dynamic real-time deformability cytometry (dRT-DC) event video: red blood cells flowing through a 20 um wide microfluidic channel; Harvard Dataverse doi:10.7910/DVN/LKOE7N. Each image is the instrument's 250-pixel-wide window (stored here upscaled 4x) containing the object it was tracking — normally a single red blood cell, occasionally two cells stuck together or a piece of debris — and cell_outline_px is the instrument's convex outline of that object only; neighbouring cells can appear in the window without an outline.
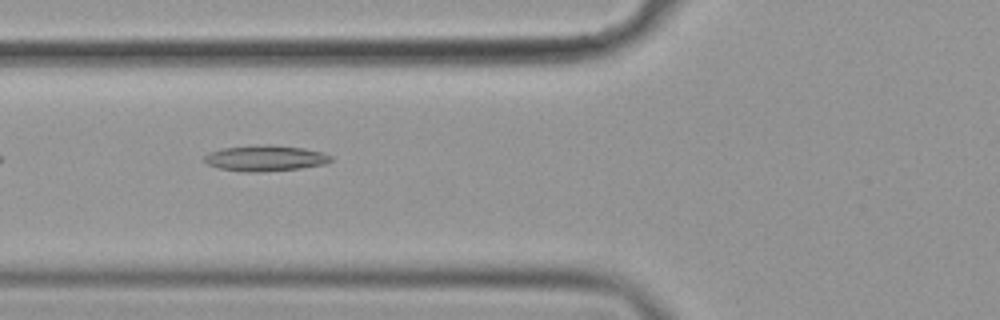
{"species": "common noctule bat (a hibernating species)", "species_latin": "Nyctalus noctula", "temperature_condition": "cold", "stored_images_in_passage": 38, "camera_frame_rate_fps": 3000, "um_per_image_px": 0.085, "animal": {"sex": "female", "body_mass_g": 19.9}, "frame": {"image": 1, "passage_image": 4, "time_ms": 1.0, "image_size_px": [1000, 320], "cell_outline_px": [[332, 160], [324, 164], [300, 168], [256, 172], [248, 172], [220, 168], [208, 164], [204, 160], [204, 156], [208, 152], [220, 148], [260, 144], [272, 144], [304, 148], [324, 152], [332, 156]], "centroid_in_image_um": [22.55, 13.42], "position_along_channel_um": 103.3, "area_um2": 19.13}}
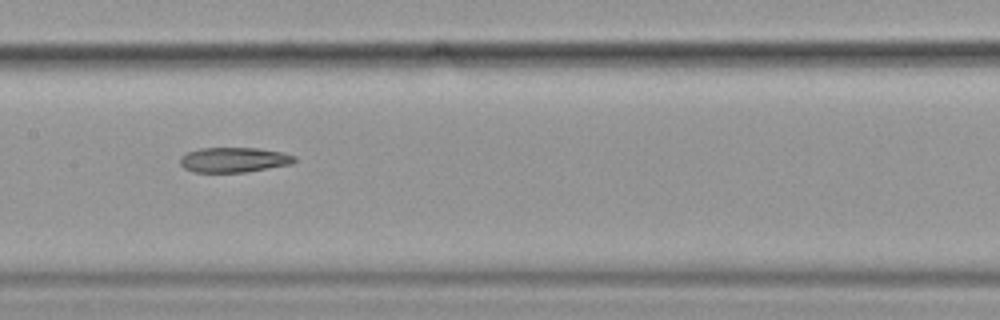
{"frame": {"image": 2, "passage_image": 11, "time_ms": 3.333, "image_size_px": [1000, 320], "cell_outline_px": [[296, 160], [292, 164], [248, 172], [192, 172], [184, 168], [180, 164], [180, 156], [184, 152], [200, 148], [260, 148], [284, 152], [296, 156]], "centroid_in_image_um": [19.88, 13.58], "position_along_channel_um": 187.5, "area_um2": 16.99}}
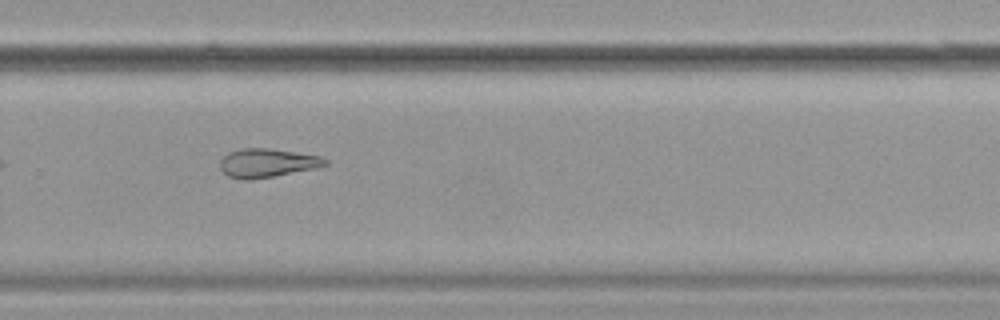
{"frame": {"image": 3, "passage_image": 21, "time_ms": 6.667, "image_size_px": [1000, 320], "cell_outline_px": [[328, 164], [316, 168], [252, 180], [244, 180], [228, 176], [220, 168], [220, 160], [228, 152], [240, 148], [268, 148], [320, 156], [328, 160]], "centroid_in_image_um": [22.69, 13.85], "position_along_channel_um": 307.1, "area_um2": 17.57}, "authors_computed_cell_mechanics": {"area_um2": 18.0914, "velocity_mm_per_s": 3.5998, "shape_relaxation_time_tau1_ms": null, "shape_relaxation_time_tau2_ms": 8.6773, "deformation_change_tau1": null, "deformation_change_tau2": 0.1903}}